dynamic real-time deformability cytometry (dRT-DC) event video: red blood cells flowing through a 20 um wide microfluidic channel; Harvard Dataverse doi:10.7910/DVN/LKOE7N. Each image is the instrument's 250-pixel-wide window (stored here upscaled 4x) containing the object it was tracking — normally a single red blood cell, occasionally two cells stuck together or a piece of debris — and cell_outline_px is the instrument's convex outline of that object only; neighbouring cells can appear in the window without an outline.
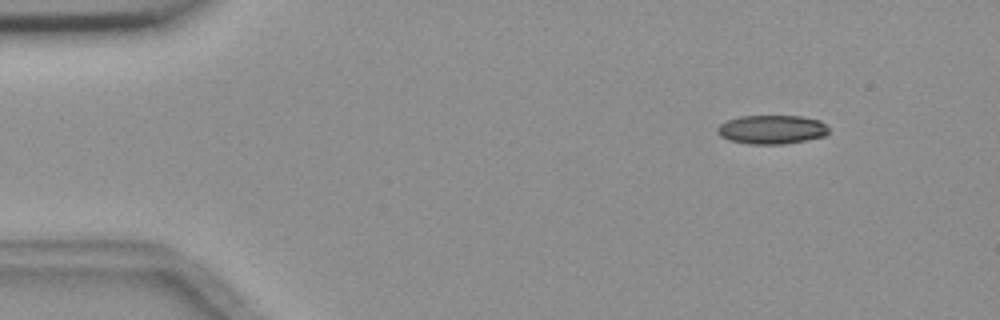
{"species": "common noctule bat (a hibernating species)", "species_latin": "Nyctalus noctula", "temperature_condition": "room temperature", "stored_images_in_passage": 3, "camera_frame_rate_fps": 3000, "um_per_image_px": 0.085, "animal": {"sex": "female", "body_mass_g": 18.4}, "frame": {"image": 1, "passage_image": 1, "time_ms": 0.0, "image_size_px": [1000, 320], "cell_outline_px": [[828, 132], [824, 136], [784, 144], [748, 144], [728, 140], [720, 136], [716, 132], [716, 128], [720, 124], [728, 120], [740, 116], [800, 116], [820, 120], [828, 128]], "centroid_in_image_um": [65.56, 11.01], "position_along_channel_um": 19.4, "area_um2": 18.73}}